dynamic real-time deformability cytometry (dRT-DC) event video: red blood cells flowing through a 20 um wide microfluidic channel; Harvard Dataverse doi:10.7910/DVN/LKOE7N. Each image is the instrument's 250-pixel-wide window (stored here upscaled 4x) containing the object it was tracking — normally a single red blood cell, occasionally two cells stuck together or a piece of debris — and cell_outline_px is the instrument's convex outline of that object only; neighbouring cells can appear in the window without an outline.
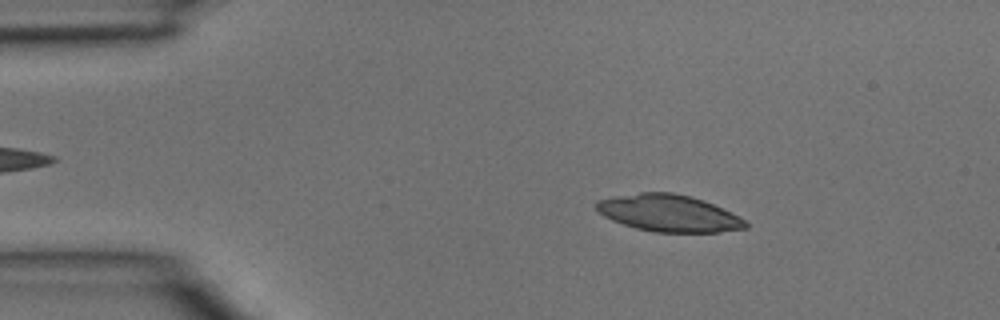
{"species": "common noctule bat (a hibernating species)", "species_latin": "Nyctalus noctula", "temperature_condition": "room temperature", "stored_images_in_passage": 2, "camera_frame_rate_fps": 3000, "um_per_image_px": 0.085, "animal": {"sex": "male", "body_mass_g": 15.6}, "frame": {"image": 1, "passage_image": 1, "time_ms": 0.0, "image_size_px": [1000, 320], "cell_outline_px": [[748, 228], [720, 232], [656, 232], [636, 228], [612, 220], [604, 216], [596, 208], [596, 200], [612, 196], [640, 192], [672, 192], [692, 196], [704, 200], [744, 220], [748, 224]], "centroid_in_image_um": [56.81, 18.11], "position_along_channel_um": 28.2, "area_um2": 31.91}}